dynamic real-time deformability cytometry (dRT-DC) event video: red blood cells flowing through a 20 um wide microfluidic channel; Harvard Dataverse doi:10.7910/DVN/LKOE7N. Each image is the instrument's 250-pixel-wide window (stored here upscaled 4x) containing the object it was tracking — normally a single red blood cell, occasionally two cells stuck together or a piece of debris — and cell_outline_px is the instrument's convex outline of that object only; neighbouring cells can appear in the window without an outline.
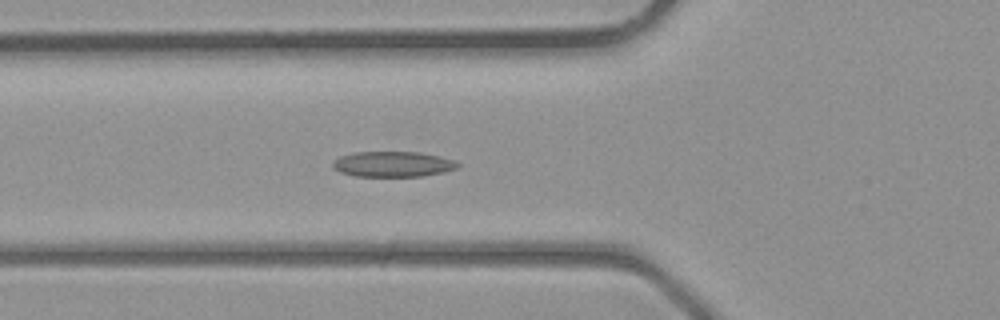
{"species": "common noctule bat (a hibernating species)", "species_latin": "Nyctalus noctula", "temperature_condition": "room temperature", "stored_images_in_passage": 27, "camera_frame_rate_fps": 3000, "um_per_image_px": 0.085, "animal": {"sex": "male", "body_mass_g": 23.1, "forearm_length_mm": 52.7}, "frame": {"image": 1, "passage_image": 4, "time_ms": 1.0, "image_size_px": [1000, 320], "cell_outline_px": [[460, 164], [456, 168], [444, 172], [424, 176], [352, 176], [340, 172], [332, 164], [332, 160], [340, 156], [356, 152], [420, 152], [440, 156], [456, 160]], "centroid_in_image_um": [33.41, 13.95], "position_along_channel_um": 92.4, "area_um2": 18.61}}
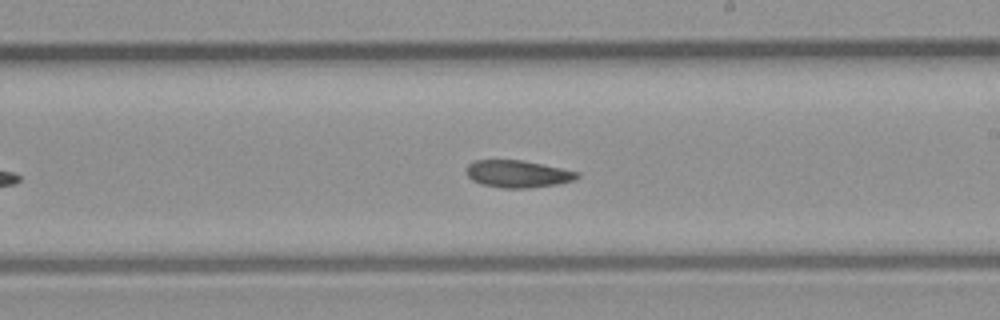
{"frame": {"image": 2, "passage_image": 13, "time_ms": 4.0, "image_size_px": [1000, 320], "cell_outline_px": [[580, 176], [572, 180], [556, 184], [528, 188], [504, 188], [484, 184], [472, 180], [468, 176], [468, 164], [476, 160], [520, 160], [580, 172]], "centroid_in_image_um": [44.02, 14.78], "position_along_channel_um": 245.0, "area_um2": 17.17}}
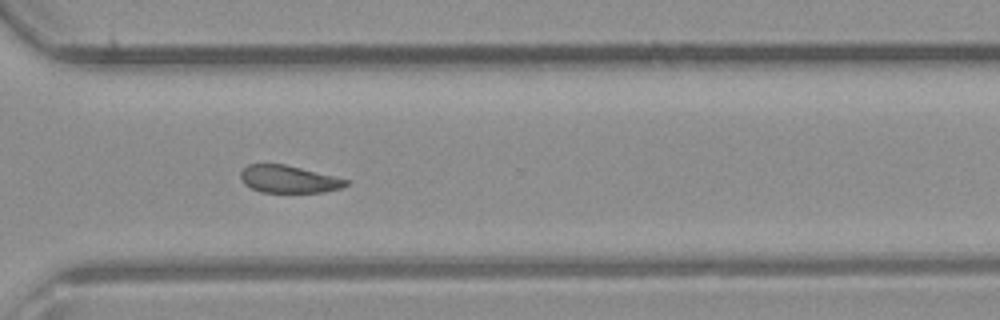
{"frame": {"image": 3, "passage_image": 19, "time_ms": 6.0, "image_size_px": [1000, 320], "cell_outline_px": [[352, 180], [348, 184], [340, 188], [324, 192], [260, 192], [244, 184], [240, 180], [240, 172], [248, 164], [284, 164]], "centroid_in_image_um": [24.54, 15.23], "position_along_channel_um": 346.1, "area_um2": 16.88}}